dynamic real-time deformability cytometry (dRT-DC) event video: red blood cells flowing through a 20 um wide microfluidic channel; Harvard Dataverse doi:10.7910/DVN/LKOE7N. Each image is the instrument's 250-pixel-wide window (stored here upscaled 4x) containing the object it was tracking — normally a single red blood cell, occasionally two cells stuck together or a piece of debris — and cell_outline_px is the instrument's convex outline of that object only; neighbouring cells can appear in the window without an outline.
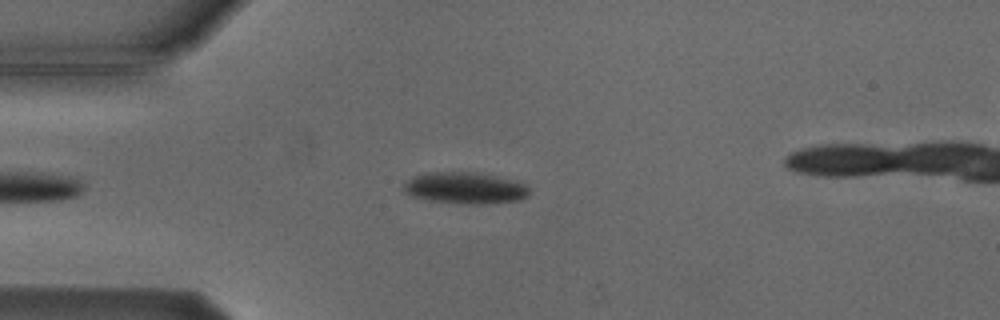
{"species": "Egyptian fruit bat (a non-hibernating species)", "species_latin": "Rousettus aegyptiacus", "temperature_condition": "cold", "stored_images_in_passage": 5, "camera_frame_rate_fps": 3000, "um_per_image_px": 0.085, "animal": {"sex": "male"}, "frame": {"image": 1, "passage_image": 2, "time_ms": 1.0, "image_size_px": [1000, 320], "cell_outline_px": [[532, 192], [528, 196], [520, 200], [488, 204], [468, 204], [428, 200], [408, 196], [404, 192], [404, 184], [412, 176], [424, 172], [472, 172], [496, 176], [528, 184]], "centroid_in_image_um": [39.55, 15.98], "position_along_channel_um": 45.5, "area_um2": 23.47}}
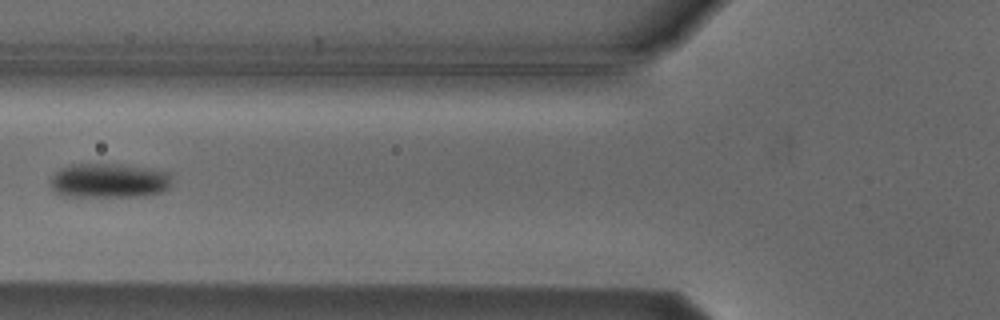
{"frame": {"image": 2, "passage_image": 4, "time_ms": 3.333, "image_size_px": [1000, 320], "cell_outline_px": [[172, 184], [168, 188], [160, 192], [144, 196], [64, 196], [56, 192], [48, 184], [48, 180], [60, 168], [72, 164], [116, 164], [148, 168], [168, 172], [172, 180]], "centroid_in_image_um": [9.24, 15.35], "position_along_channel_um": 116.6, "area_um2": 24.51}}
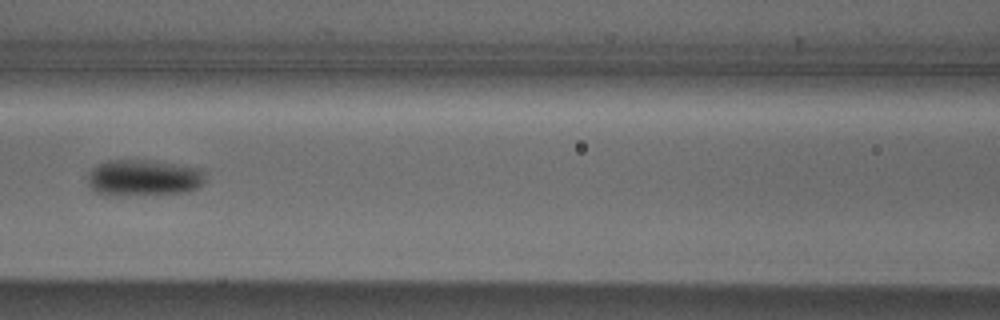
{"frame": {"image": 3, "passage_image": 5, "time_ms": 4.333, "image_size_px": [1000, 320], "cell_outline_px": [[204, 180], [196, 188], [184, 192], [124, 196], [96, 192], [88, 184], [88, 172], [96, 164], [108, 160], [156, 160], [204, 168]], "centroid_in_image_um": [12.21, 15.09], "position_along_channel_um": 154.4, "area_um2": 25.2}}